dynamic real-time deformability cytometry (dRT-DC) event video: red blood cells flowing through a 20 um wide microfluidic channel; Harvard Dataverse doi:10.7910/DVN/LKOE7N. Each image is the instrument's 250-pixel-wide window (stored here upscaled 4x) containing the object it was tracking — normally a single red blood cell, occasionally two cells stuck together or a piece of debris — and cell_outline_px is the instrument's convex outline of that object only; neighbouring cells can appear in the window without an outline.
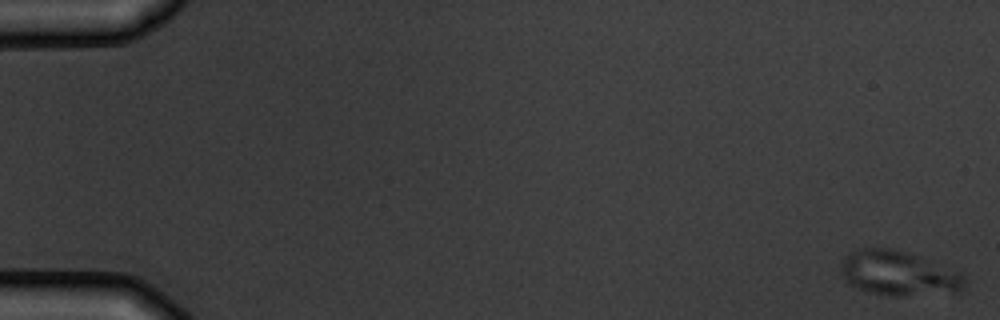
{"species": "common noctule bat (a hibernating species)", "species_latin": "Nyctalus noctula", "temperature_condition": "warm", "stored_images_in_passage": 7, "camera_frame_rate_fps": 3000, "um_per_image_px": 0.085, "animal": {"sex": "male", "body_mass_g": 19.5, "forearm_length_mm": 54.6}, "frame": {"image": 1, "passage_image": 1, "time_ms": 0.0, "image_size_px": [1000, 320], "cell_outline_px": [[964, 284], [960, 292], [900, 296], [888, 296], [868, 292], [856, 288], [848, 284], [844, 280], [840, 268], [840, 260], [844, 256], [860, 248], [888, 248], [908, 252], [964, 272]], "centroid_in_image_um": [76.37, 23.23], "position_along_channel_um": 8.6, "area_um2": 32.77}}